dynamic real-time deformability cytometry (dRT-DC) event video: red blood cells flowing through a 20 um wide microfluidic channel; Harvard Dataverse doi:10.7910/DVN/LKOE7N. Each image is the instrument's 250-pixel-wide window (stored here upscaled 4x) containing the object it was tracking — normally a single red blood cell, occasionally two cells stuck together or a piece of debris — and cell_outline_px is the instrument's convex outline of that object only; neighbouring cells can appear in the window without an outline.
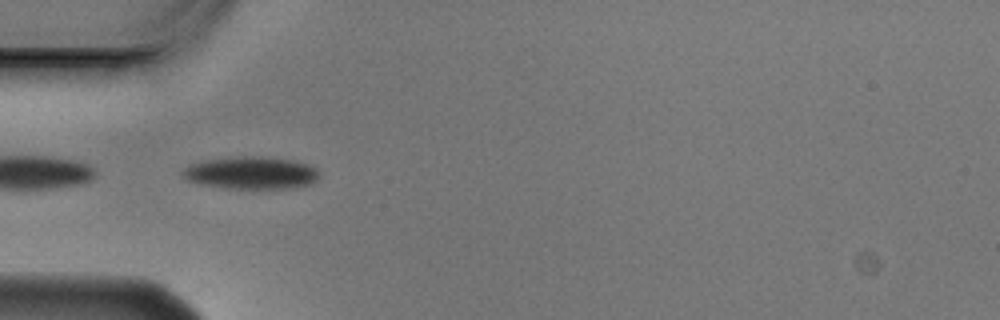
{"species": "Egyptian fruit bat (a non-hibernating species)", "species_latin": "Rousettus aegyptiacus", "temperature_condition": "cold", "stored_images_in_passage": 6, "camera_frame_rate_fps": 3000, "um_per_image_px": 0.085, "animal": {"sex": "male"}, "frame": {"image": 1, "passage_image": 5, "time_ms": 1.333, "image_size_px": [1000, 320], "cell_outline_px": [[320, 176], [312, 184], [288, 188], [228, 188], [200, 184], [188, 180], [180, 172], [188, 164], [208, 160], [236, 156], [260, 156], [292, 160], [308, 164], [316, 168], [320, 172]], "centroid_in_image_um": [21.36, 14.68], "position_along_channel_um": 63.6, "area_um2": 25.84}}